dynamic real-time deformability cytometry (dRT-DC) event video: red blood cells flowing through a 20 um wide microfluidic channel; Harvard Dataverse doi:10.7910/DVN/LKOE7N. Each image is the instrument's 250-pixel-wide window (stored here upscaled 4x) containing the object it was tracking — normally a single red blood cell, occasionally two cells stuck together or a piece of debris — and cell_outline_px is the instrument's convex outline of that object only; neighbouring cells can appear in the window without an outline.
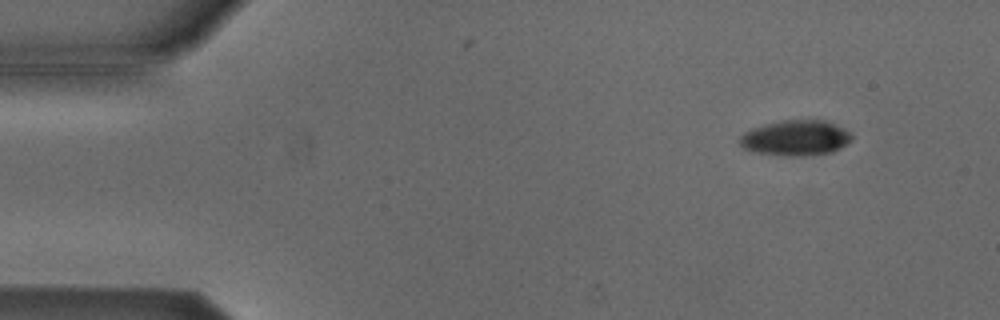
{"species": "Egyptian fruit bat (a non-hibernating species)", "species_latin": "Rousettus aegyptiacus", "temperature_condition": "cold", "stored_images_in_passage": 51, "camera_frame_rate_fps": 3000, "um_per_image_px": 0.085, "animal": {"sex": "male"}, "frame": {"image": 1, "passage_image": 3, "time_ms": 0.667, "image_size_px": [1000, 320], "cell_outline_px": [[852, 140], [840, 148], [832, 152], [804, 156], [784, 156], [748, 152], [740, 144], [740, 136], [744, 132], [752, 128], [784, 120], [824, 120], [848, 132], [852, 136]], "centroid_in_image_um": [67.58, 11.75], "position_along_channel_um": 17.4, "area_um2": 23.0}}
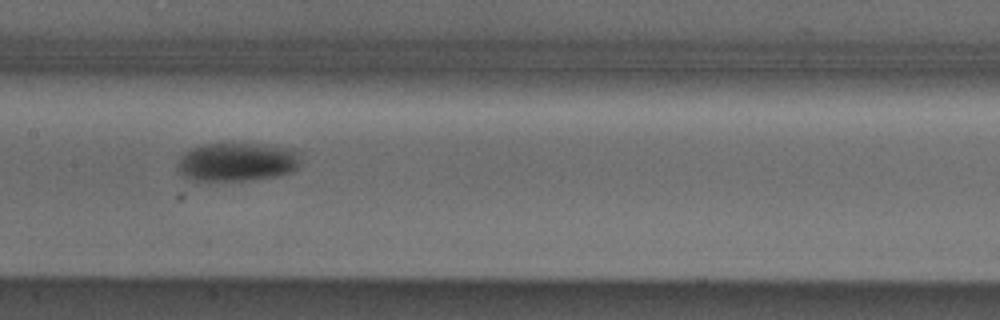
{"frame": {"image": 2, "passage_image": 24, "time_ms": 7.667, "image_size_px": [1000, 320], "cell_outline_px": [[296, 168], [292, 172], [276, 176], [252, 180], [192, 180], [184, 176], [176, 168], [176, 164], [180, 156], [184, 152], [192, 148], [204, 144], [264, 144], [292, 148], [296, 152]], "centroid_in_image_um": [20.08, 13.76], "position_along_channel_um": 187.3, "area_um2": 27.46}}
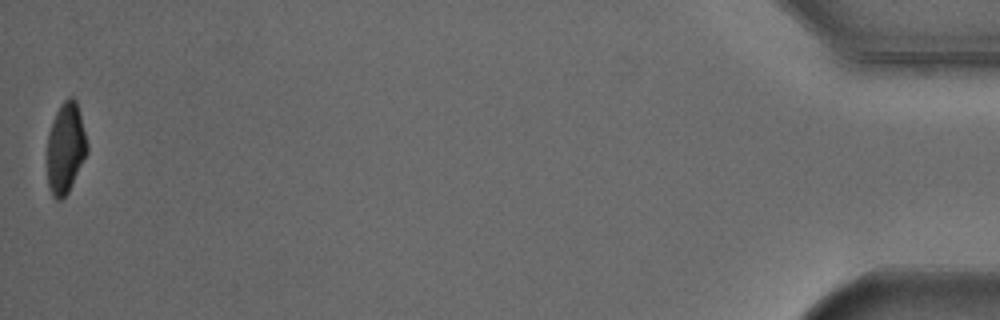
{"frame": {"image": 3, "passage_image": 51, "time_ms": 16.667, "image_size_px": [1000, 320], "cell_outline_px": [[88, 152], [68, 192], [60, 200], [56, 200], [52, 196], [48, 184], [48, 132], [52, 120], [60, 104], [68, 96], [72, 96], [76, 100], [80, 112], [88, 144]], "centroid_in_image_um": [5.58, 12.55], "position_along_channel_um": 429.6, "area_um2": 21.21}, "authors_computed_cell_mechanics": {"area_um2": 24.854, "velocity_mm_per_s": 3.8196, "shape_relaxation_time_tau1_ms": 2.7784, "shape_relaxation_time_tau2_ms": null, "deformation_change_tau1": 0.123, "deformation_change_tau2": null}}